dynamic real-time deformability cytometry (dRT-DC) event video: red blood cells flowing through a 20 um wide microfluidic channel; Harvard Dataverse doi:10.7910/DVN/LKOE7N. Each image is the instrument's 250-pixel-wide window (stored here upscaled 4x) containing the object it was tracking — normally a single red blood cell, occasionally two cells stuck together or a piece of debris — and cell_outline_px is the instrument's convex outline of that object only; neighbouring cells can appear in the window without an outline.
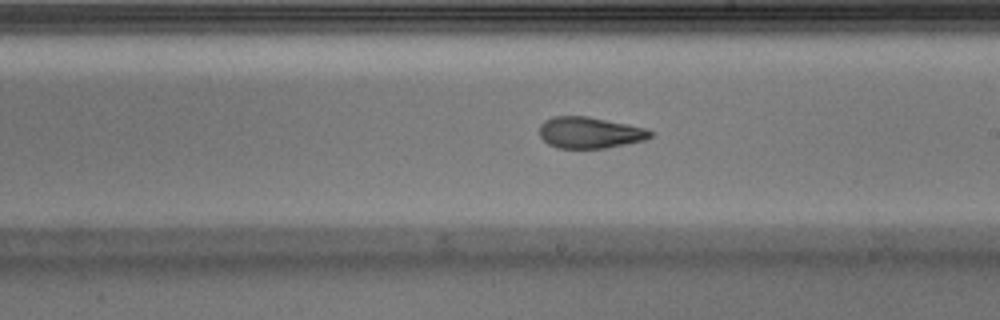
{"species": "Egyptian fruit bat (a non-hibernating species)", "species_latin": "Rousettus aegyptiacus", "temperature_condition": "warm", "stored_images_in_passage": 52, "camera_frame_rate_fps": 3000, "um_per_image_px": 0.085, "animal": {"sex": "male"}, "frame": {"image": 1, "passage_image": 30, "time_ms": 9.667, "image_size_px": [1000, 320], "cell_outline_px": [[652, 136], [644, 140], [604, 148], [556, 148], [548, 144], [540, 136], [540, 124], [544, 120], [552, 116], [588, 116], [628, 124], [644, 128], [652, 132]], "centroid_in_image_um": [50.09, 11.26], "position_along_channel_um": 238.9, "area_um2": 20.17}, "authors_computed_cell_mechanics": {"area_um2": 20.519, "velocity_mm_per_s": 3.9981, "shape_relaxation_time_tau1_ms": null, "shape_relaxation_time_tau2_ms": 2.4606, "deformation_change_tau1": null, "deformation_change_tau2": 0.0925}}